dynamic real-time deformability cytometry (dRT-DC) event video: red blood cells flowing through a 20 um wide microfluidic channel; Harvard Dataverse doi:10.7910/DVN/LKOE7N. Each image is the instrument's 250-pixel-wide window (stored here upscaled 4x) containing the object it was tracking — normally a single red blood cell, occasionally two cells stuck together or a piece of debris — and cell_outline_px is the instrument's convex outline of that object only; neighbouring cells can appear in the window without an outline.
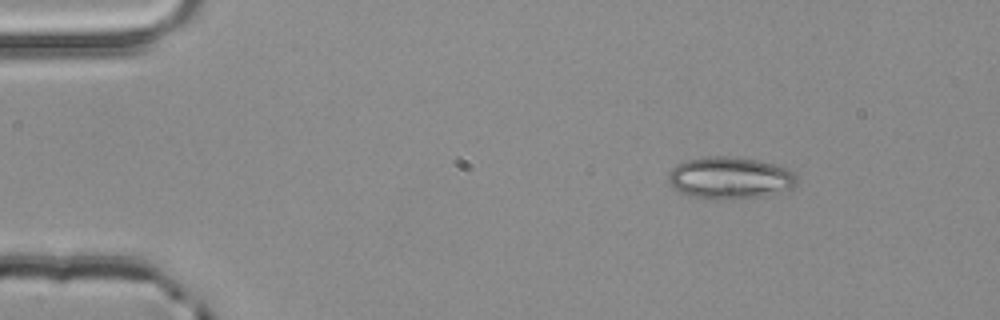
{"species": "common noctule bat (a hibernating species)", "species_latin": "Nyctalus noctula", "temperature_condition": "room temperature", "stored_images_in_passage": 3, "camera_frame_rate_fps": 3000, "um_per_image_px": 0.085, "animal": {"sex": "male", "body_mass_g": 20.4}, "frame": {"image": 1, "passage_image": 1, "time_ms": 0.0, "image_size_px": [1000, 320], "cell_outline_px": [[800, 180], [792, 188], [764, 196], [732, 200], [712, 200], [688, 196], [680, 192], [668, 180], [668, 172], [676, 164], [684, 160], [708, 156], [732, 156], [756, 160], [776, 164], [788, 168]], "centroid_in_image_um": [62.04, 15.13], "position_along_channel_um": 23.0, "area_um2": 32.02}}